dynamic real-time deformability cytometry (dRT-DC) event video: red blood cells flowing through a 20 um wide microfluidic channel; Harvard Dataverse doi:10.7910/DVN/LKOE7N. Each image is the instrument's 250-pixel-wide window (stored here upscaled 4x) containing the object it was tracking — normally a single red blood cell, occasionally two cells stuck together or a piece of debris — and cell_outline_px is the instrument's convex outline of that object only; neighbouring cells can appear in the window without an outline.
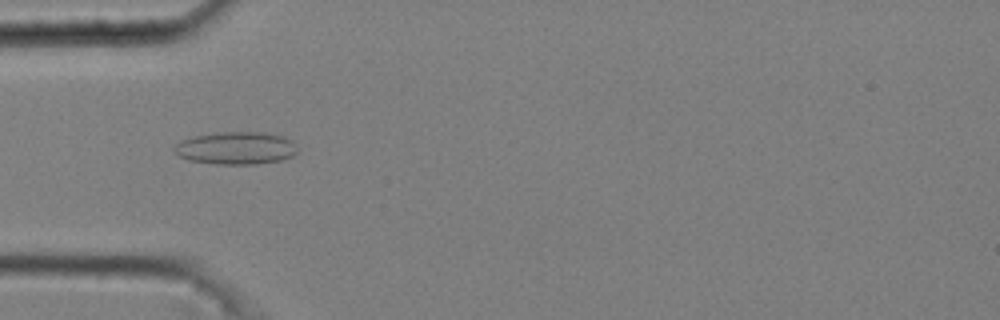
{"species": "common noctule bat (a hibernating species)", "species_latin": "Nyctalus noctula", "temperature_condition": "cold", "stored_images_in_passage": 46, "camera_frame_rate_fps": 3000, "um_per_image_px": 0.085, "animal": {"sex": "male", "body_mass_g": 20.4}, "frame": {"image": 1, "passage_image": 13, "time_ms": 4.0, "image_size_px": [1000, 320], "cell_outline_px": [[296, 152], [292, 156], [284, 160], [256, 164], [216, 164], [188, 160], [180, 156], [172, 148], [180, 140], [192, 136], [212, 132], [264, 132], [284, 136], [292, 140], [296, 148]], "centroid_in_image_um": [20.05, 12.58], "position_along_channel_um": 65.0, "area_um2": 23.7}}
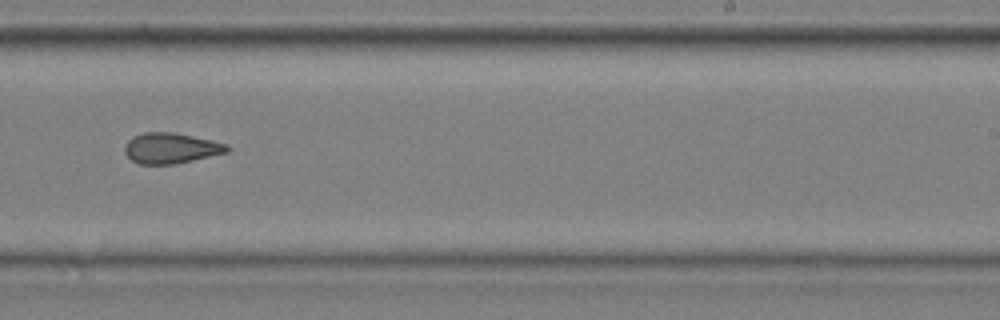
{"frame": {"image": 2, "passage_image": 30, "time_ms": 9.667, "image_size_px": [1000, 320], "cell_outline_px": [[232, 148], [228, 152], [176, 164], [136, 164], [124, 152], [124, 144], [132, 136], [144, 132], [172, 132], [212, 140], [228, 144]], "centroid_in_image_um": [14.52, 12.59], "position_along_channel_um": 274.5, "area_um2": 18.44}}
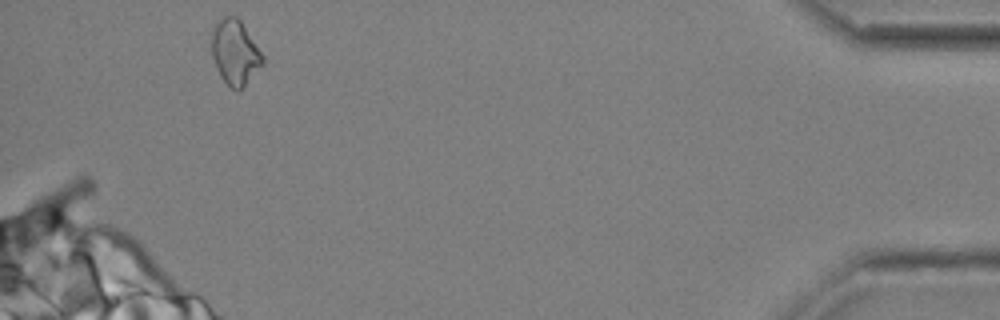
{"frame": {"image": 3, "passage_image": 46, "time_ms": 15.0, "image_size_px": [1000, 320], "cell_outline_px": [[264, 64], [240, 92], [236, 92], [220, 76], [216, 68], [212, 56], [208, 40], [212, 28], [224, 16], [236, 16], [240, 20], [264, 56]], "centroid_in_image_um": [19.95, 4.47], "position_along_channel_um": 415.2, "area_um2": 19.77}, "authors_computed_cell_mechanics": {"area_um2": 18.6116, "velocity_mm_per_s": 3.7057, "shape_relaxation_time_tau1_ms": null, "shape_relaxation_time_tau2_ms": 3.096, "deformation_change_tau1": null, "deformation_change_tau2": 0.1122}}